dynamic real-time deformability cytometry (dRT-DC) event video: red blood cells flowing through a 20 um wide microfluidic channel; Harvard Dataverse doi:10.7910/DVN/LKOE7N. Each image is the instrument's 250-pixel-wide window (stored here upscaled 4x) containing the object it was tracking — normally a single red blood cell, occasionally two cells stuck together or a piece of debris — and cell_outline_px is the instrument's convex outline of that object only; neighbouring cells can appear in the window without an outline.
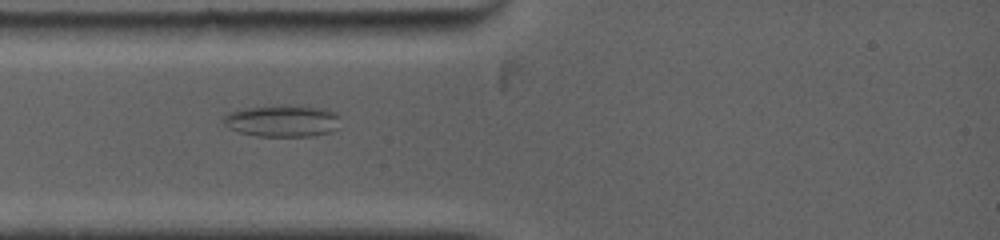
{"species": "common noctule bat (a hibernating species)", "species_latin": "Nyctalus noctula", "temperature_condition": "warm", "stored_images_in_passage": 5, "camera_frame_rate_fps": 5000, "um_per_image_px": 0.085, "animal": {"sex": "female", "body_mass_g": 19.0, "forearm_length_mm": 53.3}, "frame": {"image": 1, "passage_image": 3, "time_ms": 1.4, "image_size_px": [1000, 240], "cell_outline_px": [[340, 116], [336, 128], [328, 132], [312, 136], [256, 136], [240, 132], [228, 128], [220, 120], [220, 116], [228, 112], [244, 108], [288, 104], [300, 104], [328, 108], [336, 112]], "centroid_in_image_um": [23.98, 10.24], "position_along_channel_um": 61.0, "area_um2": 22.37}}